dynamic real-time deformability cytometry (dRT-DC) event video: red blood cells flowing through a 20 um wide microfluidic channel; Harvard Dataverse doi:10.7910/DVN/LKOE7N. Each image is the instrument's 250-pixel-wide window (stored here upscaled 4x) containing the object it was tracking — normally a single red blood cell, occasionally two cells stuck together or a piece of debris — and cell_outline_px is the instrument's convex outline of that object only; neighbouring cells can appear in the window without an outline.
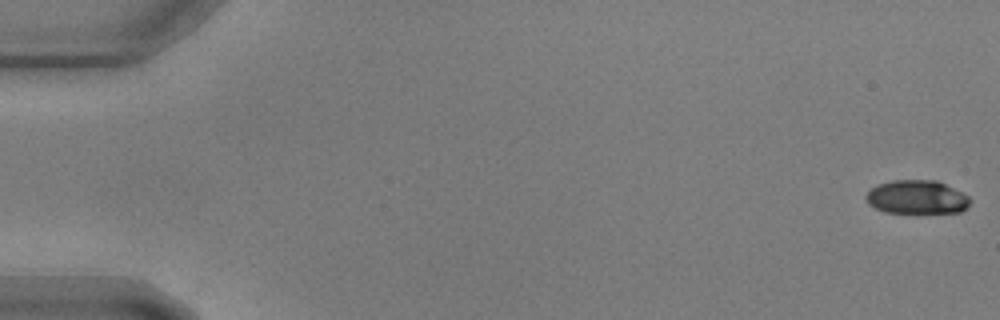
{"species": "common noctule bat (a hibernating species)", "species_latin": "Nyctalus noctula", "temperature_condition": "warm", "stored_images_in_passage": 58, "camera_frame_rate_fps": 3000, "um_per_image_px": 0.085, "animal": {"sex": "male", "body_mass_g": 17.9, "forearm_length_mm": 54.2}, "frame": {"image": 1, "passage_image": 1, "time_ms": 0.0, "image_size_px": [1000, 320], "cell_outline_px": [[972, 200], [968, 208], [960, 212], [884, 212], [868, 204], [864, 196], [876, 184], [892, 180], [936, 180], [968, 196]], "centroid_in_image_um": [77.92, 16.75], "position_along_channel_um": 7.1, "area_um2": 20.35}}
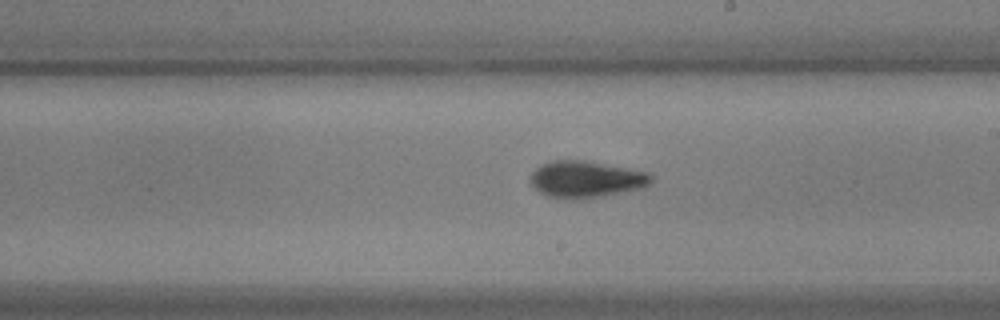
{"frame": {"image": 2, "passage_image": 34, "time_ms": 11.0, "image_size_px": [1000, 320], "cell_outline_px": [[652, 180], [644, 188], [580, 200], [576, 200], [548, 196], [540, 192], [528, 180], [532, 172], [540, 164], [552, 160], [584, 160], [648, 172], [652, 176]], "centroid_in_image_um": [49.78, 15.24], "position_along_channel_um": 239.2, "area_um2": 25.89}}
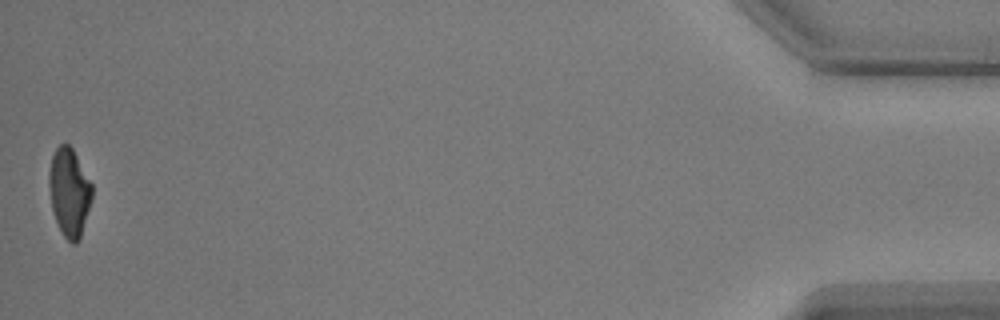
{"frame": {"image": 3, "passage_image": 58, "time_ms": 19.0, "image_size_px": [1000, 320], "cell_outline_px": [[92, 200], [80, 236], [76, 244], [72, 244], [64, 236], [52, 212], [48, 184], [48, 172], [52, 156], [56, 148], [60, 144], [68, 144], [72, 148], [92, 184]], "centroid_in_image_um": [5.87, 16.33], "position_along_channel_um": 429.3, "area_um2": 22.02}}